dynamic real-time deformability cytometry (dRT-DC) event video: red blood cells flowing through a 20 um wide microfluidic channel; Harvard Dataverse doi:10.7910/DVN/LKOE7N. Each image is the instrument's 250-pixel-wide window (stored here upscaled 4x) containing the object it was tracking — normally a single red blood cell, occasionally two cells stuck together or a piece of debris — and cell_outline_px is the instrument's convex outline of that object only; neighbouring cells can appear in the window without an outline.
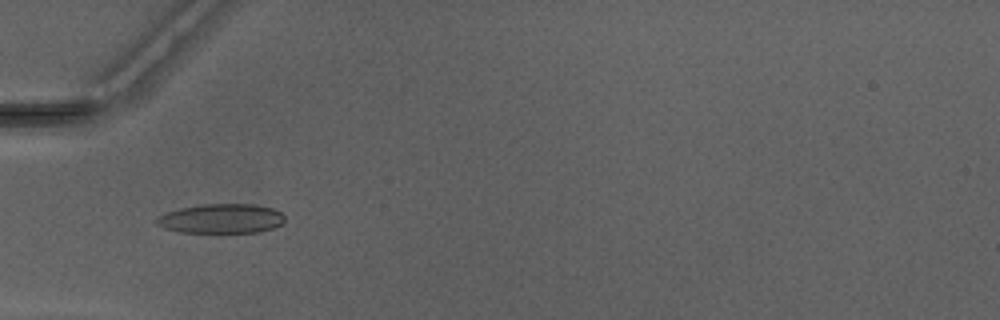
{"species": "Egyptian fruit bat (a non-hibernating species)", "species_latin": "Rousettus aegyptiacus", "temperature_condition": "warm", "stored_images_in_passage": 48, "camera_frame_rate_fps": 3000, "um_per_image_px": 0.085, "animal": {"sex": "male"}, "frame": {"image": 1, "passage_image": 15, "time_ms": 4.667, "image_size_px": [1000, 320], "cell_outline_px": [[284, 220], [276, 228], [260, 232], [180, 232], [164, 228], [156, 224], [156, 220], [160, 216], [168, 212], [180, 208], [200, 204], [256, 204], [272, 208], [280, 212], [284, 216]], "centroid_in_image_um": [18.84, 18.58], "position_along_channel_um": 66.2, "area_um2": 21.96}}
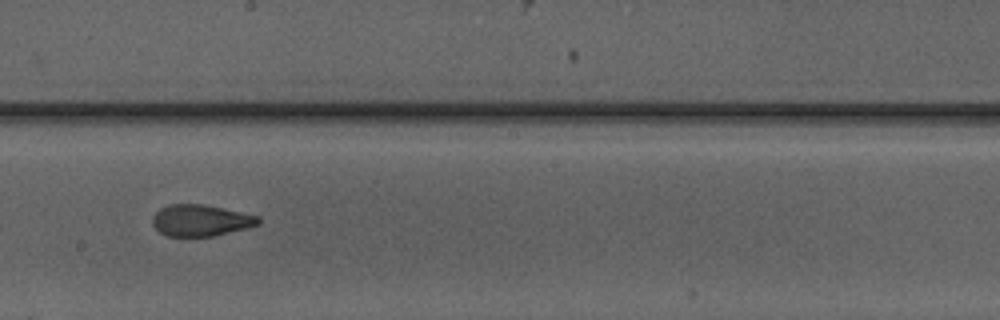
{"frame": {"image": 2, "passage_image": 27, "time_ms": 8.667, "image_size_px": [1000, 320], "cell_outline_px": [[260, 224], [212, 236], [168, 236], [160, 232], [152, 224], [152, 216], [160, 208], [168, 204], [204, 204], [260, 216]], "centroid_in_image_um": [17.03, 18.72], "position_along_channel_um": 231.2, "area_um2": 19.31}}
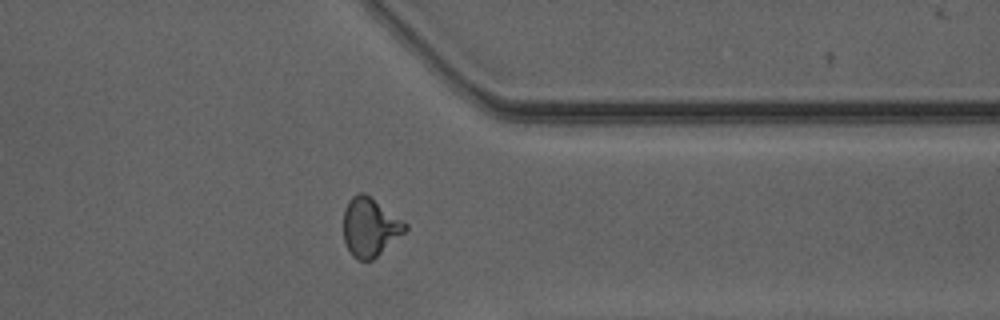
{"frame": {"image": 3, "passage_image": 38, "time_ms": 12.333, "image_size_px": [1000, 320], "cell_outline_px": [[408, 228], [404, 232], [372, 260], [360, 260], [352, 256], [344, 240], [344, 208], [348, 200], [352, 196], [360, 192], [364, 192], [404, 220], [408, 224]], "centroid_in_image_um": [31.44, 19.28], "position_along_channel_um": 380.0, "area_um2": 20.98}, "authors_computed_cell_mechanics": {"area_um2": 20.4612, "velocity_mm_per_s": 4.1742, "shape_relaxation_time_tau1_ms": null, "shape_relaxation_time_tau2_ms": 1.4846, "deformation_change_tau1": null, "deformation_change_tau2": 0.0941}}